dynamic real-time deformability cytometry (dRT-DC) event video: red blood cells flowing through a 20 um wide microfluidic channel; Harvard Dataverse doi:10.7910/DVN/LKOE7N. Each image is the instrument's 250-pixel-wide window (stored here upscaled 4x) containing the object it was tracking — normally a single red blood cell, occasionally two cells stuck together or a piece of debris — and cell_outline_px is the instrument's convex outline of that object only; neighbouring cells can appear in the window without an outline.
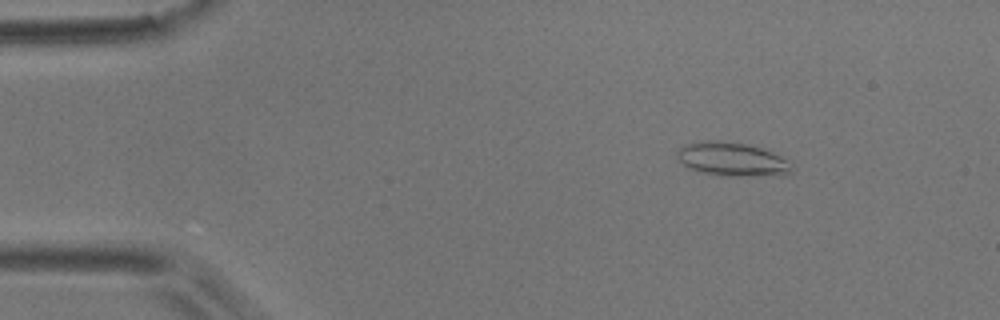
{"species": "common noctule bat (a hibernating species)", "species_latin": "Nyctalus noctula", "temperature_condition": "room temperature", "stored_images_in_passage": 53, "camera_frame_rate_fps": 3000, "um_per_image_px": 0.085, "animal": {"sex": "male", "body_mass_g": 17.9}, "frame": {"image": 1, "passage_image": 7, "time_ms": 2.0, "image_size_px": [1000, 320], "cell_outline_px": [[792, 168], [784, 176], [720, 176], [688, 168], [676, 160], [676, 152], [684, 144], [704, 140], [720, 140], [744, 144], [764, 148], [780, 156]], "centroid_in_image_um": [62.16, 13.54], "position_along_channel_um": 22.8, "area_um2": 22.72}}
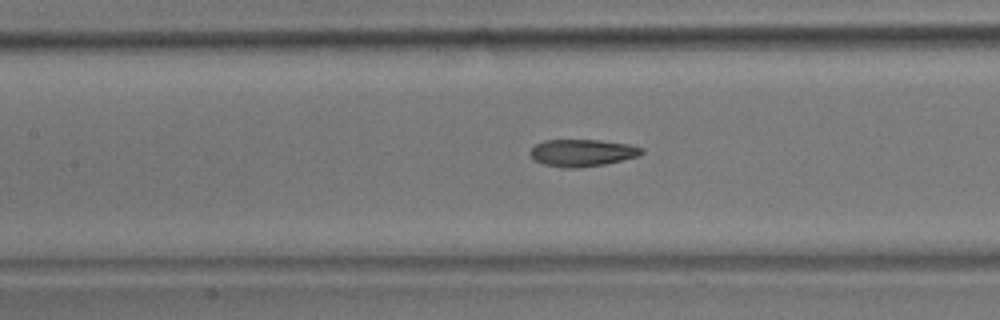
{"frame": {"image": 2, "passage_image": 24, "time_ms": 7.667, "image_size_px": [1000, 320], "cell_outline_px": [[644, 152], [640, 156], [604, 164], [576, 168], [564, 168], [544, 164], [536, 160], [528, 152], [536, 144], [544, 140], [600, 140], [628, 144], [644, 148]], "centroid_in_image_um": [49.51, 12.98], "position_along_channel_um": 157.9, "area_um2": 17.57}}
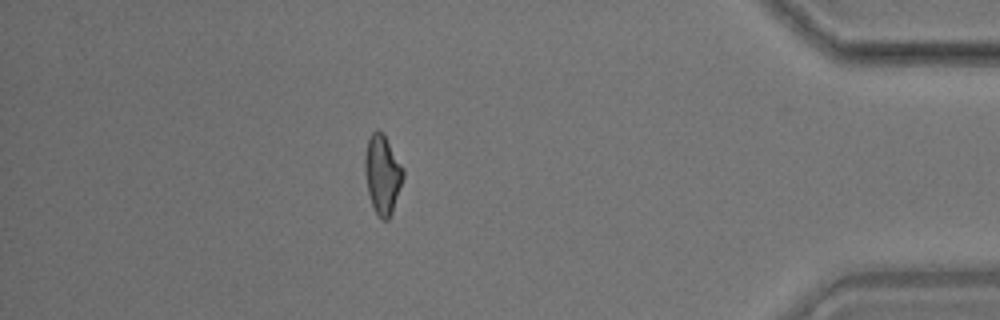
{"frame": {"image": 3, "passage_image": 47, "time_ms": 15.333, "image_size_px": [1000, 320], "cell_outline_px": [[404, 176], [392, 212], [388, 220], [380, 220], [376, 216], [368, 192], [364, 172], [364, 156], [368, 140], [372, 132], [376, 128], [380, 128], [384, 132], [404, 168]], "centroid_in_image_um": [32.5, 14.78], "position_along_channel_um": 402.7, "area_um2": 18.03}, "authors_computed_cell_mechanics": {"area_um2": 18.0336, "velocity_mm_per_s": 3.7521, "shape_relaxation_time_tau1_ms": 7.6577, "shape_relaxation_time_tau2_ms": 2.0378, "deformation_change_tau1": 0.2055, "deformation_change_tau2": 0.0992}}